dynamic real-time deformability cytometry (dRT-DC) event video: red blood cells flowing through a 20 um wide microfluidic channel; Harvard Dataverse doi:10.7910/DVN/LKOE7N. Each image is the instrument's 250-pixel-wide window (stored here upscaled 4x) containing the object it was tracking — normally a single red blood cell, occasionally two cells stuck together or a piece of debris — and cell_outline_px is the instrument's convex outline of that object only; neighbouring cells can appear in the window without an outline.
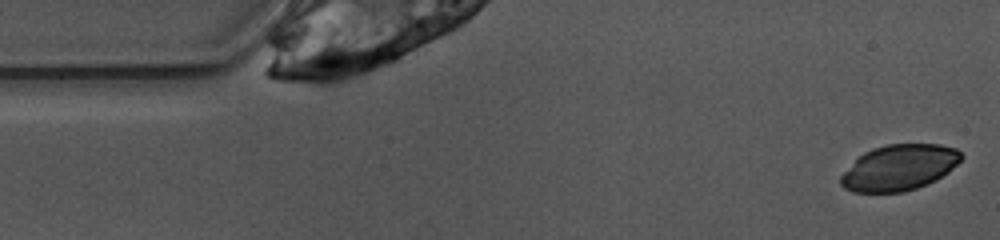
{"species": "common noctule bat (a hibernating species)", "species_latin": "Nyctalus noctula", "temperature_condition": "warm", "stored_images_in_passage": 49, "camera_frame_rate_fps": 3000, "um_per_image_px": 0.085, "animal": {"sex": "female", "body_mass_g": 10.0, "forearm_length_mm": 53.1}, "frame": {"image": 1, "passage_image": 1, "time_ms": 0.0, "image_size_px": [1000, 240], "cell_outline_px": [[964, 156], [948, 172], [936, 180], [916, 188], [904, 192], [852, 192], [844, 188], [840, 184], [840, 176], [864, 152], [872, 148], [888, 144], [940, 144], [956, 148]], "centroid_in_image_um": [76.44, 14.24], "position_along_channel_um": 8.6, "area_um2": 32.02}}
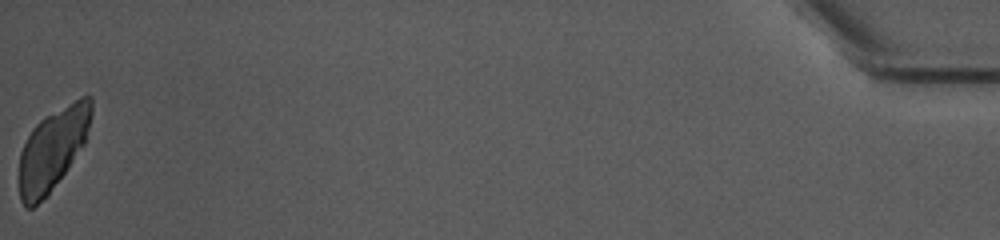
{"frame": {"image": 2, "passage_image": 49, "time_ms": 16.0, "image_size_px": [1000, 240], "cell_outline_px": [[92, 112], [84, 144], [48, 196], [32, 208], [24, 208], [20, 200], [20, 152], [32, 128], [44, 116], [80, 96], [92, 96]], "centroid_in_image_um": [4.47, 12.68], "position_along_channel_um": 430.7, "area_um2": 34.28}}